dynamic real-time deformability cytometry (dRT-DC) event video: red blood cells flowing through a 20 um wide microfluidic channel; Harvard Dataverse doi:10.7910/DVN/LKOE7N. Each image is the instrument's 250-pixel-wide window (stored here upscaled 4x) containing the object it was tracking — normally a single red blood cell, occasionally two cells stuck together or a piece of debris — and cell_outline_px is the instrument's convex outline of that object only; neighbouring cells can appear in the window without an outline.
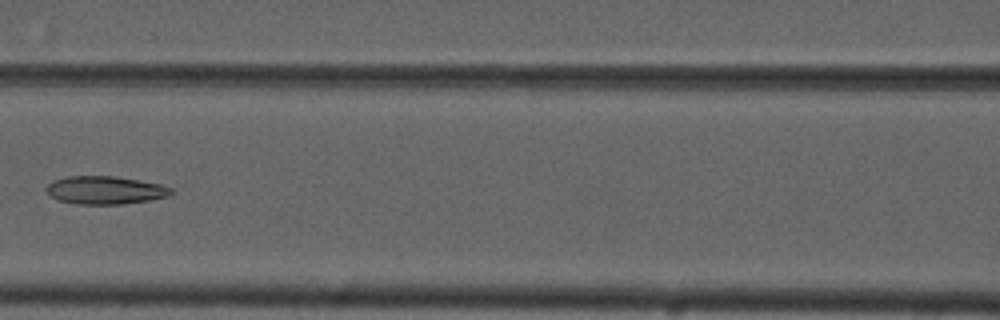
{"species": "common noctule bat (a hibernating species)", "species_latin": "Nyctalus noctula", "temperature_condition": "cold", "stored_images_in_passage": 4, "camera_frame_rate_fps": 3000, "um_per_image_px": 0.085, "animal": {"sex": "male", "forearm_length_mm": 52.5}, "frame": {"image": 1, "passage_image": 3, "time_ms": 2.333, "image_size_px": [1000, 320], "cell_outline_px": [[172, 192], [168, 196], [148, 200], [120, 204], [76, 204], [56, 200], [44, 188], [52, 180], [68, 176], [116, 176], [160, 184], [172, 188]], "centroid_in_image_um": [8.89, 16.16], "position_along_channel_um": 157.7, "area_um2": 20.35}}
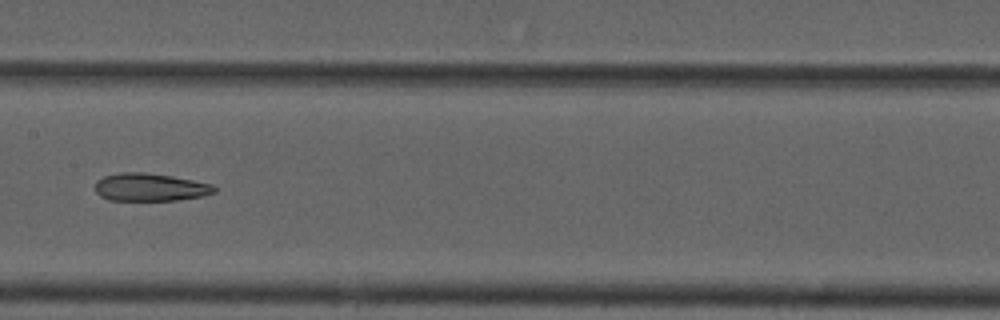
{"frame": {"image": 2, "passage_image": 4, "time_ms": 3.333, "image_size_px": [1000, 320], "cell_outline_px": [[216, 192], [204, 196], [176, 200], [108, 200], [100, 196], [96, 192], [96, 180], [104, 176], [120, 172], [144, 172], [172, 176], [212, 184], [216, 188]], "centroid_in_image_um": [12.76, 15.91], "position_along_channel_um": 194.6, "area_um2": 19.36}}